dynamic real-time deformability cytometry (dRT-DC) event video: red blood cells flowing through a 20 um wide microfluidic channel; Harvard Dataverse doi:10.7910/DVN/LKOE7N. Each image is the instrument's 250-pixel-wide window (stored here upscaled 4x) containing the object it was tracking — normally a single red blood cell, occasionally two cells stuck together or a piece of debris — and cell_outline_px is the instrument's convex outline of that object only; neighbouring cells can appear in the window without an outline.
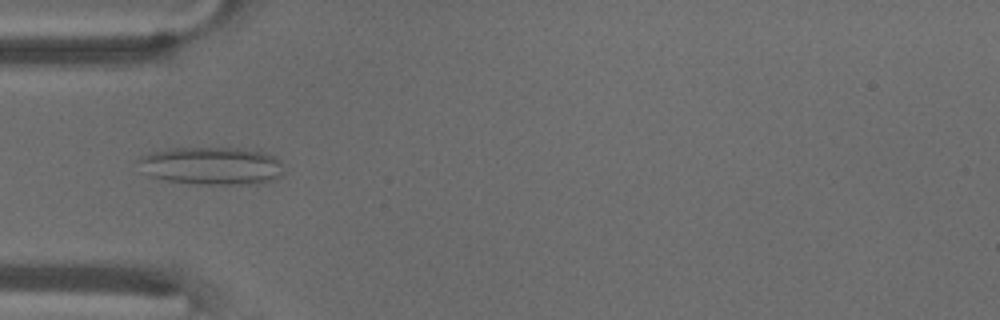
{"species": "common noctule bat (a hibernating species)", "species_latin": "Nyctalus noctula", "temperature_condition": "warm", "stored_images_in_passage": 23, "camera_frame_rate_fps": 3000, "um_per_image_px": 0.085, "animal": {"sex": "male", "body_mass_g": 18.8}, "frame": {"image": 1, "passage_image": 4, "time_ms": 1.0, "image_size_px": [1000, 320], "cell_outline_px": [[284, 172], [276, 180], [264, 184], [192, 184], [168, 180], [152, 176], [140, 172], [136, 160], [140, 156], [148, 152], [172, 148], [260, 148], [276, 156], [280, 160]], "centroid_in_image_um": [18.04, 14.08], "position_along_channel_um": 67.0, "area_um2": 33.18}}
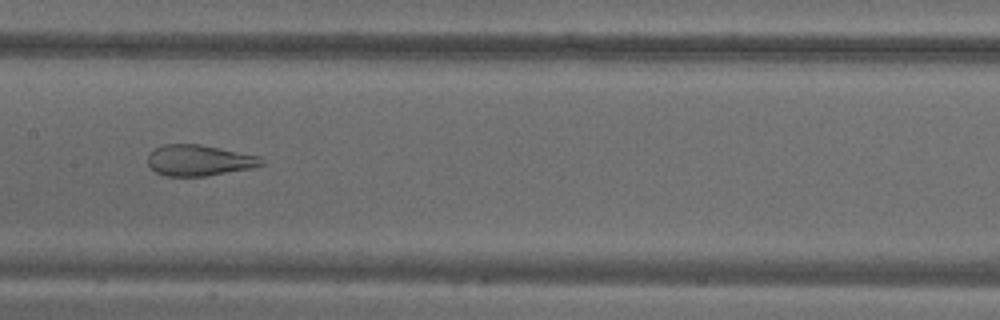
{"frame": {"image": 2, "passage_image": 14, "time_ms": 4.333, "image_size_px": [1000, 320], "cell_outline_px": [[264, 164], [252, 168], [204, 176], [164, 176], [156, 172], [148, 164], [148, 156], [156, 148], [164, 144], [200, 144], [260, 156], [264, 160]], "centroid_in_image_um": [16.94, 13.63], "position_along_channel_um": 190.5, "area_um2": 20.4}}
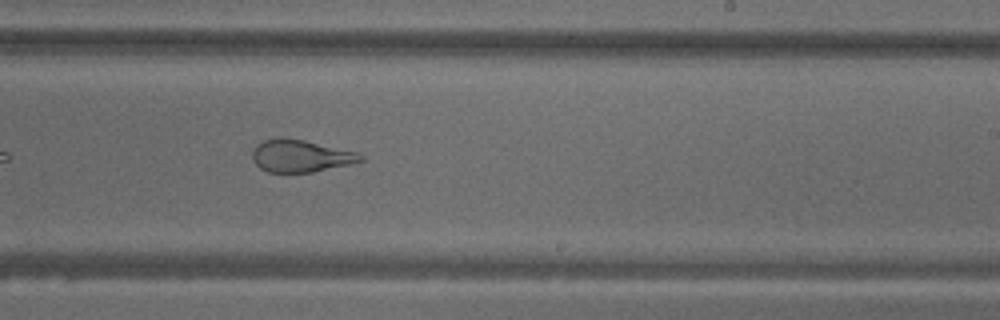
{"frame": {"image": 3, "passage_image": 20, "time_ms": 6.333, "image_size_px": [1000, 320], "cell_outline_px": [[364, 160], [348, 164], [312, 172], [268, 172], [260, 168], [252, 160], [252, 148], [256, 144], [264, 140], [276, 136], [280, 136], [304, 140], [356, 152], [364, 156]], "centroid_in_image_um": [25.48, 13.23], "position_along_channel_um": 263.5, "area_um2": 20.4}}